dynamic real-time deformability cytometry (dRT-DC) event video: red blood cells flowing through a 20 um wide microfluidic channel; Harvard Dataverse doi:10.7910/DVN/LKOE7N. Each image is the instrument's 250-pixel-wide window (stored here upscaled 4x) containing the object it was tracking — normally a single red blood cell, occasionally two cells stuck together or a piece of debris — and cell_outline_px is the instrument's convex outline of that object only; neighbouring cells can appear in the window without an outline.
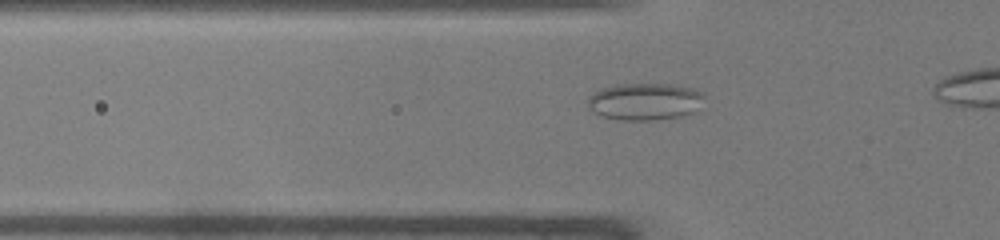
{"species": "common noctule bat (a hibernating species)", "species_latin": "Nyctalus noctula", "temperature_condition": "warm", "stored_images_in_passage": 26, "camera_frame_rate_fps": 3000, "um_per_image_px": 0.085, "animal": {"sex": "male", "body_mass_g": 19.0, "forearm_length_mm": 50.8}, "frame": {"image": 1, "passage_image": 3, "time_ms": 0.667, "image_size_px": [1000, 240], "cell_outline_px": [[704, 96], [692, 112], [680, 116], [652, 120], [620, 120], [600, 116], [588, 108], [588, 96], [592, 92], [616, 84], [672, 84], [692, 88], [704, 92]], "centroid_in_image_um": [54.75, 8.62], "position_along_channel_um": 71.0, "area_um2": 25.09}}
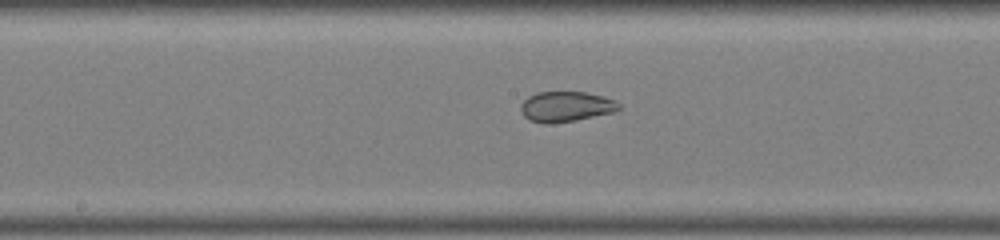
{"frame": {"image": 2, "passage_image": 12, "time_ms": 3.667, "image_size_px": [1000, 240], "cell_outline_px": [[620, 108], [612, 112], [576, 120], [544, 124], [532, 120], [524, 116], [520, 108], [520, 104], [528, 96], [536, 92], [584, 92], [604, 96], [616, 100], [620, 104]], "centroid_in_image_um": [48.1, 9.04], "position_along_channel_um": 200.1, "area_um2": 17.22}}
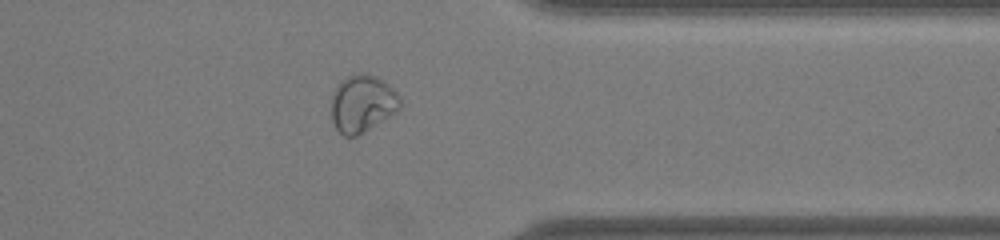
{"frame": {"image": 3, "passage_image": 25, "time_ms": 8.0, "image_size_px": [1000, 240], "cell_outline_px": [[400, 108], [396, 112], [356, 136], [344, 136], [332, 124], [332, 96], [340, 80], [348, 76], [360, 72], [364, 72], [376, 76], [384, 80], [400, 96]], "centroid_in_image_um": [30.8, 8.78], "position_along_channel_um": 380.6, "area_um2": 22.89}}